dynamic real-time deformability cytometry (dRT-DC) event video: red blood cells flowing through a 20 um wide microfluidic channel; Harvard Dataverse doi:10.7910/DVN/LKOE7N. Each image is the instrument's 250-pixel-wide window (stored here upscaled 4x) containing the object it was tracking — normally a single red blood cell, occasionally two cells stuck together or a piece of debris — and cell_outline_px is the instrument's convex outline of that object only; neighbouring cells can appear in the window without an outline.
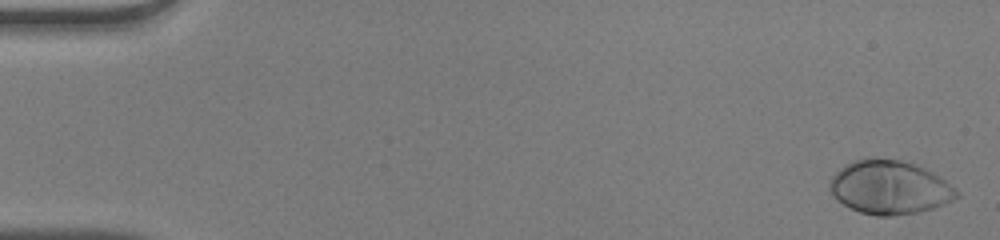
{"species": "human", "species_latin": "Homo sapiens", "temperature_condition": "warm", "stored_images_in_passage": 51, "camera_frame_rate_fps": 3000, "um_per_image_px": 0.085, "donor": {"sex": "male"}, "frame": {"image": 1, "passage_image": 2, "time_ms": 0.333, "image_size_px": [1000, 240], "cell_outline_px": [[960, 196], [944, 204], [932, 208], [916, 212], [892, 216], [876, 216], [860, 212], [836, 200], [832, 196], [828, 188], [828, 184], [832, 176], [840, 168], [852, 160], [900, 160], [912, 164], [932, 172], [940, 176], [956, 188], [960, 192]], "centroid_in_image_um": [75.61, 15.95], "position_along_channel_um": 9.4, "area_um2": 39.3}}
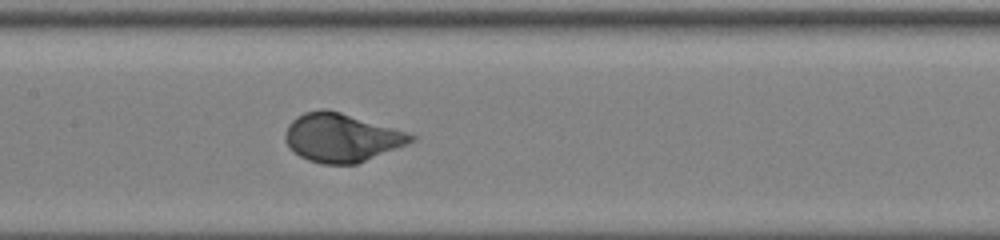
{"frame": {"image": 2, "passage_image": 26, "time_ms": 8.333, "image_size_px": [1000, 240], "cell_outline_px": [[416, 140], [408, 144], [356, 164], [320, 164], [308, 160], [300, 156], [284, 140], [284, 136], [288, 124], [296, 116], [304, 112], [320, 108], [324, 108], [340, 112], [408, 132], [416, 136]], "centroid_in_image_um": [29.03, 11.69], "position_along_channel_um": 178.4, "area_um2": 35.49}}
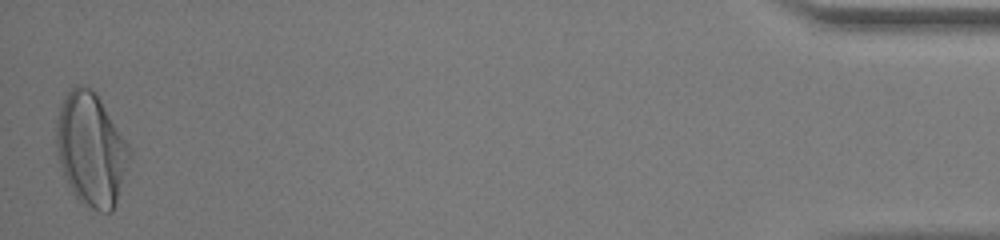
{"frame": {"image": 3, "passage_image": 51, "time_ms": 16.667, "image_size_px": [1000, 240], "cell_outline_px": [[132, 156], [116, 204], [112, 212], [100, 212], [92, 208], [80, 200], [72, 192], [64, 176], [60, 164], [56, 144], [56, 120], [60, 104], [64, 96], [76, 84], [80, 84], [92, 88], [96, 92], [128, 144], [132, 152]], "centroid_in_image_um": [7.75, 12.68], "position_along_channel_um": 427.5, "area_um2": 48.38}, "authors_computed_cell_mechanics": {"area_um2": 35.8938, "velocity_mm_per_s": 4.0537, "shape_relaxation_time_tau1_ms": 2.1108, "shape_relaxation_time_tau2_ms": null, "deformation_change_tau1": 0.1935, "deformation_change_tau2": null}}